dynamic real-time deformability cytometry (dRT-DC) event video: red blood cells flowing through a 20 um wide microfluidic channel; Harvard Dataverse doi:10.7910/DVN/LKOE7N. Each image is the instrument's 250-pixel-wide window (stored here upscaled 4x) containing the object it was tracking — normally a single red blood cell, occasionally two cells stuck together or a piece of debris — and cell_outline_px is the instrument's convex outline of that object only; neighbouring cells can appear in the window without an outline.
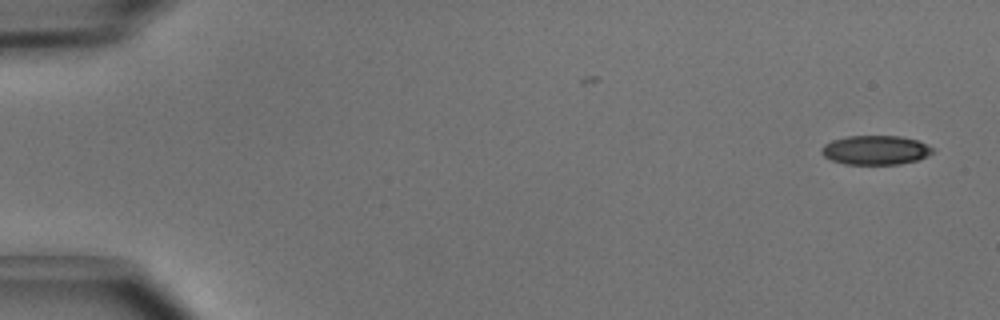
{"species": "common noctule bat (a hibernating species)", "species_latin": "Nyctalus noctula", "temperature_condition": "cold", "stored_images_in_passage": 4, "camera_frame_rate_fps": 3000, "um_per_image_px": 0.085, "animal": {"sex": "male", "body_mass_g": 15.6}, "frame": {"image": 1, "passage_image": 1, "time_ms": 0.0, "image_size_px": [1000, 320], "cell_outline_px": [[932, 152], [916, 160], [900, 164], [844, 164], [832, 160], [824, 156], [820, 152], [820, 148], [824, 144], [832, 140], [848, 136], [900, 136], [916, 140], [932, 148]], "centroid_in_image_um": [74.34, 12.75], "position_along_channel_um": 10.7, "area_um2": 18.67}}